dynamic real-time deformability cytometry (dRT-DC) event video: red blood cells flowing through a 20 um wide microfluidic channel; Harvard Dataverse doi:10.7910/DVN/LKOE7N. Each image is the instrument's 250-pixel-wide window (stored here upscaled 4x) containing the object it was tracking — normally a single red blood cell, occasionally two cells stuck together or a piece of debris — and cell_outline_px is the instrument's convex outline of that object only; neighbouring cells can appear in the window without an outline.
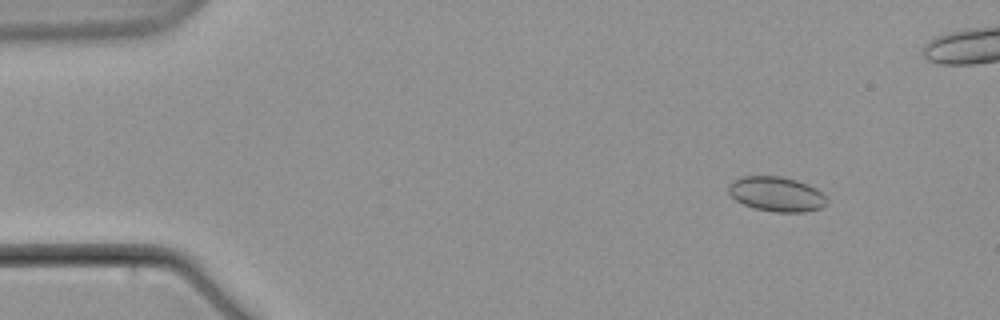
{"species": "common noctule bat (a hibernating species)", "species_latin": "Nyctalus noctula", "temperature_condition": "warm", "stored_images_in_passage": 7, "camera_frame_rate_fps": 3000, "um_per_image_px": 0.085, "animal": {"sex": "male", "body_mass_g": 21.5, "forearm_length_mm": 52.0}, "frame": {"image": 1, "passage_image": 3, "time_ms": 2.333, "image_size_px": [1000, 320], "cell_outline_px": [[824, 204], [820, 208], [804, 212], [776, 212], [756, 208], [744, 204], [736, 200], [728, 192], [728, 188], [732, 180], [740, 176], [780, 176], [796, 180], [808, 184], [816, 188], [824, 196]], "centroid_in_image_um": [65.96, 16.48], "position_along_channel_um": 19.0, "area_um2": 19.65}}